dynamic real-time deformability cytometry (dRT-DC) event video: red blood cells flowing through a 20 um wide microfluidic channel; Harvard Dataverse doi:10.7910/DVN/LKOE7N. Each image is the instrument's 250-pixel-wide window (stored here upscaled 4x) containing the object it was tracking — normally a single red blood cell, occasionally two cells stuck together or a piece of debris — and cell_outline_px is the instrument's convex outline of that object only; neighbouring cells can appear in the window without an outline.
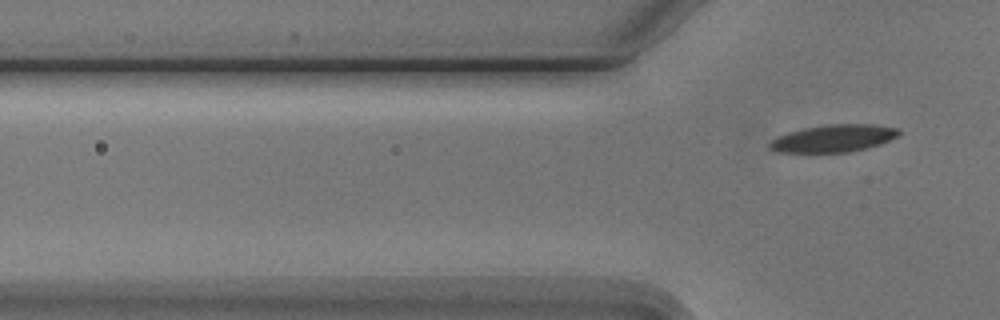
{"species": "Egyptian fruit bat (a non-hibernating species)", "species_latin": "Rousettus aegyptiacus", "temperature_condition": "cold", "stored_images_in_passage": 7, "camera_frame_rate_fps": 3000, "um_per_image_px": 0.085, "animal": {"sex": "male"}, "frame": {"image": 1, "passage_image": 7, "time_ms": 8.0, "image_size_px": [1000, 320], "cell_outline_px": [[900, 136], [880, 144], [848, 152], [776, 152], [768, 148], [768, 144], [772, 140], [788, 132], [804, 128], [828, 124], [872, 124], [900, 128]], "centroid_in_image_um": [70.88, 11.75], "position_along_channel_um": 54.9, "area_um2": 20.58}}